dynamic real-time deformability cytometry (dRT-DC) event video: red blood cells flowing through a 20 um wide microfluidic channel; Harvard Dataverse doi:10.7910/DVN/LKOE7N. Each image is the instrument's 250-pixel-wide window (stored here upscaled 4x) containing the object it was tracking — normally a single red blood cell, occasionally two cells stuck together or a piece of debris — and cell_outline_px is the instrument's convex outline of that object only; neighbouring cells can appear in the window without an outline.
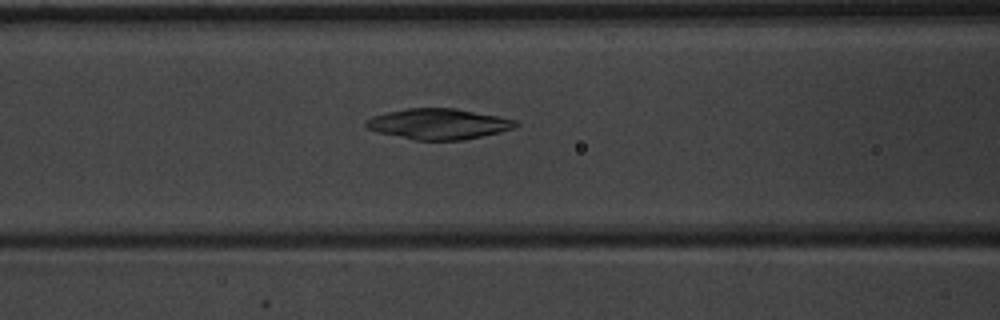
{"species": "common noctule bat (a hibernating species)", "species_latin": "Nyctalus noctula", "temperature_condition": "warm", "stored_images_in_passage": 51, "camera_frame_rate_fps": 3000, "um_per_image_px": 0.085, "animal": {"sex": "male", "body_mass_g": 20.1, "forearm_length_mm": 53.5}, "frame": {"image": 1, "passage_image": 22, "time_ms": 7.0, "image_size_px": [1000, 320], "cell_outline_px": [[520, 124], [516, 128], [500, 132], [464, 140], [416, 140], [376, 132], [368, 128], [364, 124], [364, 120], [372, 116], [388, 112], [408, 108], [456, 108], [516, 120]], "centroid_in_image_um": [37.27, 10.54], "position_along_channel_um": 129.3, "area_um2": 26.76}}
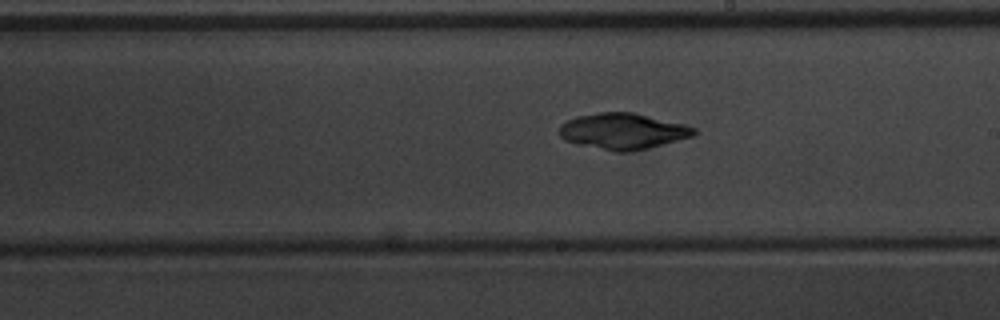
{"frame": {"image": 2, "passage_image": 30, "time_ms": 9.667, "image_size_px": [1000, 320], "cell_outline_px": [[696, 132], [692, 136], [648, 148], [628, 152], [616, 152], [580, 144], [564, 140], [560, 136], [560, 124], [576, 116], [600, 112], [632, 112], [684, 124], [696, 128]], "centroid_in_image_um": [52.93, 11.15], "position_along_channel_um": 236.1, "area_um2": 27.98}}
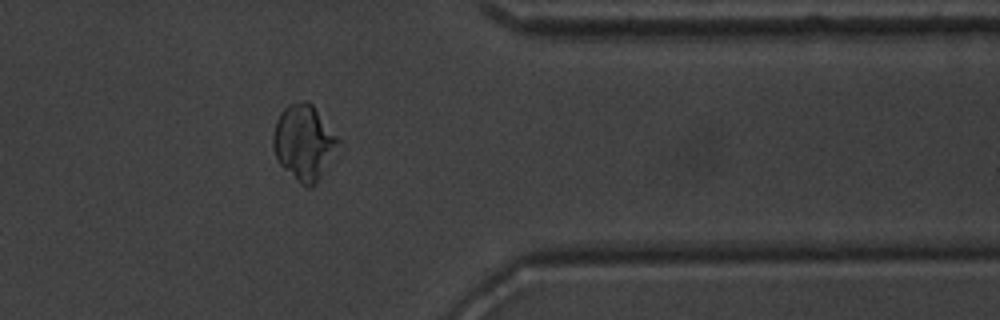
{"frame": {"image": 3, "passage_image": 42, "time_ms": 13.667, "image_size_px": [1000, 320], "cell_outline_px": [[340, 140], [316, 184], [312, 188], [308, 188], [300, 184], [280, 164], [276, 156], [272, 144], [272, 136], [276, 120], [280, 112], [288, 104], [304, 100], [308, 100], [312, 104]], "centroid_in_image_um": [25.79, 12.09], "position_along_channel_um": 385.6, "area_um2": 28.15}}